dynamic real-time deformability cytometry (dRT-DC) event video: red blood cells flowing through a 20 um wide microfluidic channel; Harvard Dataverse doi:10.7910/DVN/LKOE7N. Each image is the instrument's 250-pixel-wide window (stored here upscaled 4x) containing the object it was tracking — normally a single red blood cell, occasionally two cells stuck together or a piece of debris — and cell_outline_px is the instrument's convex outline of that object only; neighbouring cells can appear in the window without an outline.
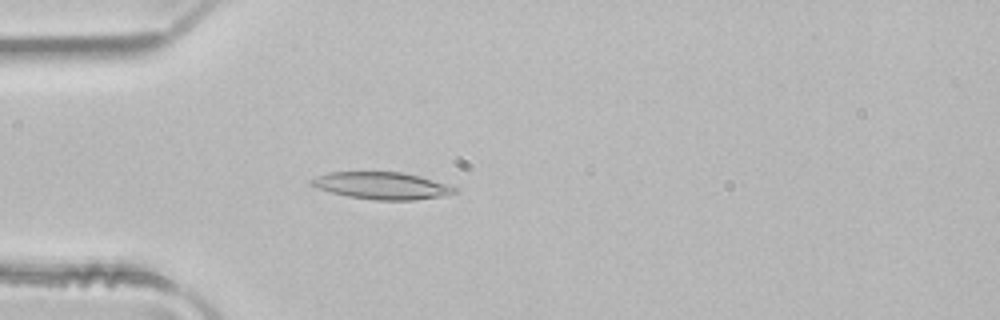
{"species": "common noctule bat (a hibernating species)", "species_latin": "Nyctalus noctula", "temperature_condition": "room temperature", "stored_images_in_passage": 3, "camera_frame_rate_fps": 3000, "um_per_image_px": 0.085, "animal": {"sex": "male", "body_mass_g": 21.5, "forearm_length_mm": 52.0}, "frame": {"image": 1, "passage_image": 3, "time_ms": 0.667, "image_size_px": [1000, 320], "cell_outline_px": [[456, 192], [448, 196], [416, 200], [376, 200], [348, 196], [316, 188], [308, 180], [316, 176], [328, 172], [404, 172], [452, 184], [456, 188]], "centroid_in_image_um": [32.53, 15.78], "position_along_channel_um": 52.5, "area_um2": 22.95}}